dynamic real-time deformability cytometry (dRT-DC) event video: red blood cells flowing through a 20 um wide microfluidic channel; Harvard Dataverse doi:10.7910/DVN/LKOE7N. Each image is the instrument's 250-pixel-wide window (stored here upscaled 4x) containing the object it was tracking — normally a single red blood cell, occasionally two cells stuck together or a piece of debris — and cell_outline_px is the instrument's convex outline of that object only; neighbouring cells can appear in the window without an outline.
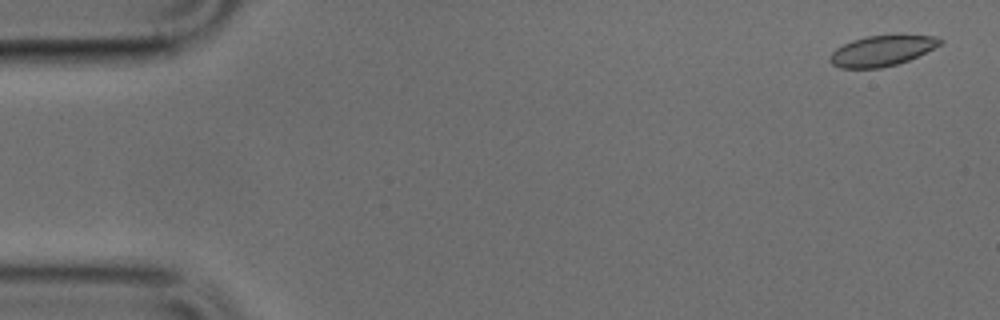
{"species": "common noctule bat (a hibernating species)", "species_latin": "Nyctalus noctula", "temperature_condition": "cold", "stored_images_in_passage": 50, "camera_frame_rate_fps": 3000, "um_per_image_px": 0.085, "animal": {"sex": "male", "body_mass_g": 17.9, "forearm_length_mm": 54.2}, "frame": {"image": 1, "passage_image": 2, "time_ms": 0.333, "image_size_px": [1000, 320], "cell_outline_px": [[944, 40], [940, 44], [908, 60], [896, 64], [880, 68], [840, 68], [832, 64], [828, 60], [832, 52], [836, 48], [852, 40], [868, 36], [896, 32], [936, 36]], "centroid_in_image_um": [74.98, 4.26], "position_along_channel_um": 10.0, "area_um2": 20.06}}
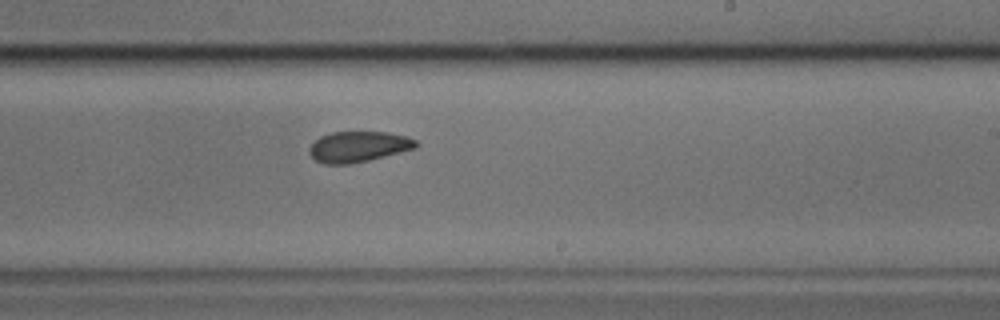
{"frame": {"image": 2, "passage_image": 30, "time_ms": 9.667, "image_size_px": [1000, 320], "cell_outline_px": [[420, 144], [416, 148], [352, 164], [324, 164], [316, 160], [308, 152], [308, 148], [320, 136], [332, 132], [388, 132], [408, 136], [416, 140]], "centroid_in_image_um": [30.48, 12.46], "position_along_channel_um": 258.5, "area_um2": 19.13}}
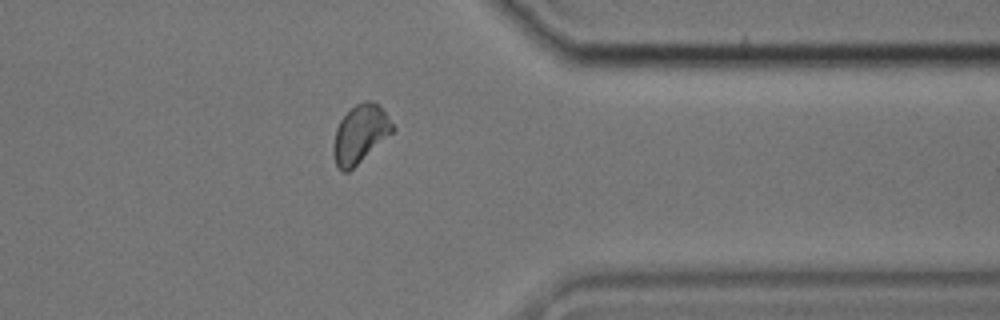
{"frame": {"image": 3, "passage_image": 40, "time_ms": 13.0, "image_size_px": [1000, 320], "cell_outline_px": [[396, 128], [392, 132], [348, 172], [344, 172], [336, 164], [332, 152], [332, 144], [336, 128], [340, 120], [356, 104], [364, 100], [372, 100], [384, 112]], "centroid_in_image_um": [30.58, 11.38], "position_along_channel_um": 380.8, "area_um2": 19.59}}